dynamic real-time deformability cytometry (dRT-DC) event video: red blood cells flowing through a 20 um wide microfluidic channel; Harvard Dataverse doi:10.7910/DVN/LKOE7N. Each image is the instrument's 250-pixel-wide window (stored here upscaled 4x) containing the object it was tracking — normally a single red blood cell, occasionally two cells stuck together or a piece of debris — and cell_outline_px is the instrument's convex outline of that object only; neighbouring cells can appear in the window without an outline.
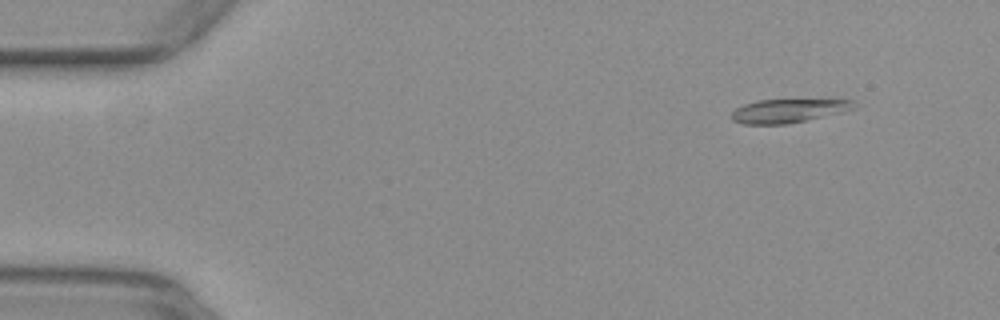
{"species": "common noctule bat (a hibernating species)", "species_latin": "Nyctalus noctula", "temperature_condition": "warm", "stored_images_in_passage": 50, "camera_frame_rate_fps": 3000, "um_per_image_px": 0.085, "animal": {"sex": "female", "body_mass_g": 29.2, "forearm_length_mm": 56.3}, "frame": {"image": 1, "passage_image": 3, "time_ms": 0.667, "image_size_px": [1000, 320], "cell_outline_px": [[856, 108], [840, 112], [804, 120], [784, 124], [744, 124], [732, 120], [732, 112], [736, 108], [744, 104], [756, 100], [856, 100]], "centroid_in_image_um": [66.98, 9.41], "position_along_channel_um": 18.0, "area_um2": 16.53}}
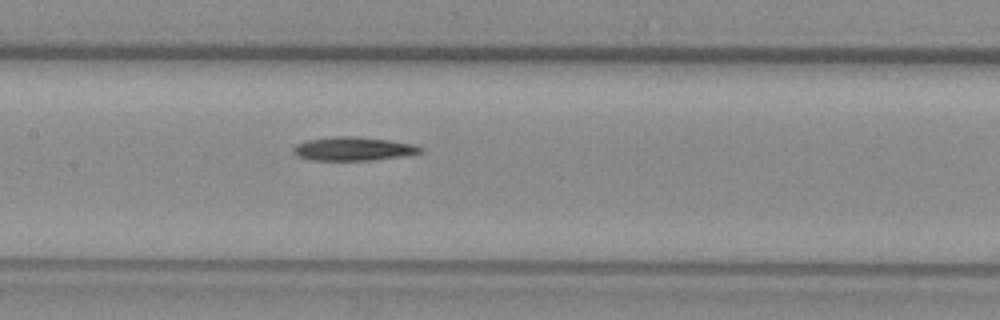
{"frame": {"image": 2, "passage_image": 23, "time_ms": 7.333, "image_size_px": [1000, 320], "cell_outline_px": [[424, 148], [420, 152], [400, 156], [368, 160], [312, 160], [296, 156], [292, 152], [292, 148], [296, 144], [308, 140], [336, 136], [352, 136], [388, 140], [412, 144]], "centroid_in_image_um": [29.95, 12.64], "position_along_channel_um": 177.4, "area_um2": 17.22}}
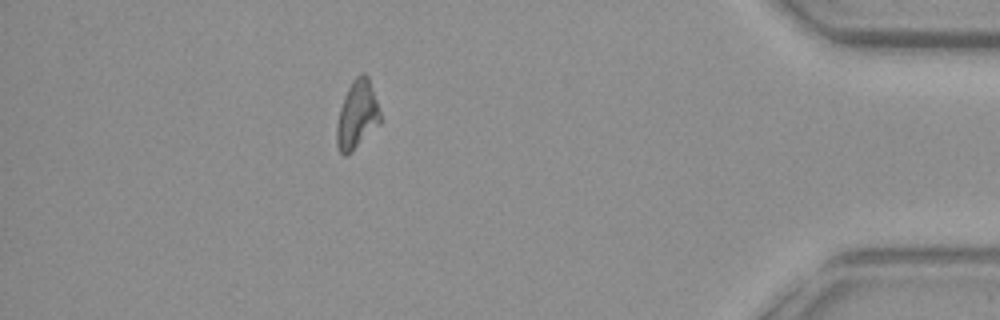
{"frame": {"image": 3, "passage_image": 44, "time_ms": 14.333, "image_size_px": [1000, 320], "cell_outline_px": [[380, 124], [352, 152], [344, 156], [340, 152], [336, 144], [336, 124], [340, 108], [344, 96], [352, 80], [360, 72], [364, 72], [368, 76], [380, 112]], "centroid_in_image_um": [30.33, 9.77], "position_along_channel_um": 404.9, "area_um2": 17.4}}